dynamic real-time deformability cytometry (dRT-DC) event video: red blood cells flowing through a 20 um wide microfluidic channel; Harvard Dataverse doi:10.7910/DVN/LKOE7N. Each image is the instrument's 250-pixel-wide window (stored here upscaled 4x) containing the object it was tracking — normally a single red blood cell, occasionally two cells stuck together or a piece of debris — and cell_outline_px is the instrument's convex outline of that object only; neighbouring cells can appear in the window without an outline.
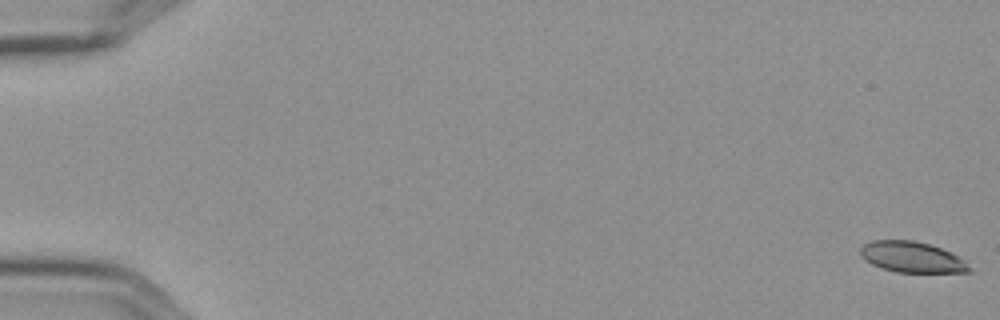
{"species": "Egyptian fruit bat (a non-hibernating species)", "species_latin": "Rousettus aegyptiacus", "temperature_condition": "cold", "stored_images_in_passage": 5, "camera_frame_rate_fps": 3000, "um_per_image_px": 0.085, "frame": {"image": 1, "passage_image": 1, "time_ms": 0.0, "image_size_px": [1000, 320], "cell_outline_px": [[972, 272], [896, 272], [880, 268], [864, 260], [860, 256], [860, 248], [864, 244], [872, 240], [912, 240], [928, 244], [940, 248], [964, 260], [972, 268]], "centroid_in_image_um": [77.47, 21.86], "position_along_channel_um": 7.5, "area_um2": 19.48}}